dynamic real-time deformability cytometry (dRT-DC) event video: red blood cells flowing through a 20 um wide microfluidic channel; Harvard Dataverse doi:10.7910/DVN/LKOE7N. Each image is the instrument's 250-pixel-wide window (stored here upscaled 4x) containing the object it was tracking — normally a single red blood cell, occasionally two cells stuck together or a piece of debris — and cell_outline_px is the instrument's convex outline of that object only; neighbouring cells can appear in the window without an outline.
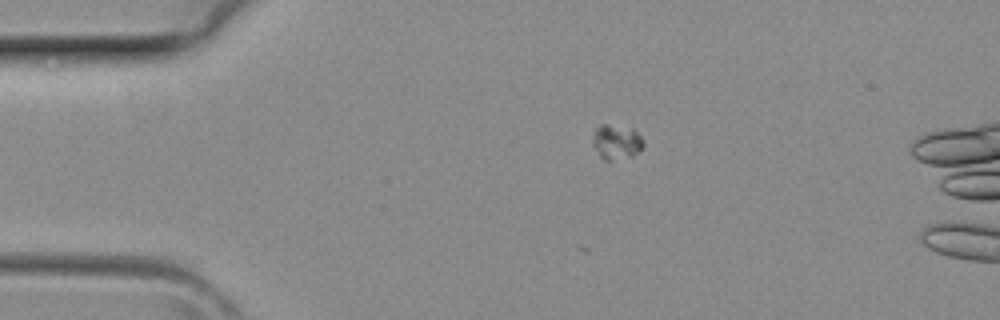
{"species": "common noctule bat (a hibernating species)", "species_latin": "Nyctalus noctula", "temperature_condition": "room temperature", "stored_images_in_passage": 5, "camera_frame_rate_fps": 3000, "um_per_image_px": 0.085, "animal": {"sex": "female", "body_mass_g": 29.2, "forearm_length_mm": 56.3}, "frame": {"image": 1, "passage_image": 2, "time_ms": 0.333, "image_size_px": [1000, 320], "cell_outline_px": [[644, 148], [632, 156], [608, 160], [604, 160], [600, 156], [592, 144], [592, 136], [596, 128], [600, 124], [608, 124], [632, 128], [644, 140]], "centroid_in_image_um": [52.4, 12.05], "position_along_channel_um": 32.6, "area_um2": 10.35}}